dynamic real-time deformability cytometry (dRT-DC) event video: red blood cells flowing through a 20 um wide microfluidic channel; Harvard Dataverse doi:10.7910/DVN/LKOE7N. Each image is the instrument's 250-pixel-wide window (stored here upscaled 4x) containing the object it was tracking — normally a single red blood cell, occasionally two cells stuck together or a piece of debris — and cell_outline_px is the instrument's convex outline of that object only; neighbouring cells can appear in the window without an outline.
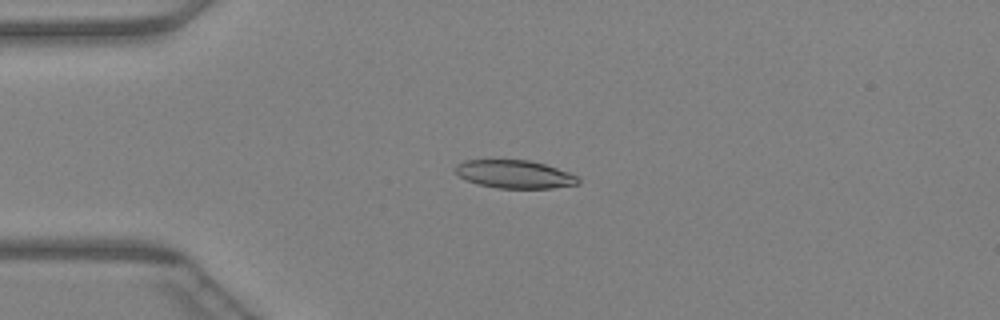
{"species": "Egyptian fruit bat (a non-hibernating species)", "species_latin": "Rousettus aegyptiacus", "temperature_condition": "warm", "stored_images_in_passage": 29, "camera_frame_rate_fps": 3000, "um_per_image_px": 0.085, "animal": {"sex": "female"}, "frame": {"image": 1, "passage_image": 5, "time_ms": 1.333, "image_size_px": [1000, 320], "cell_outline_px": [[580, 184], [552, 188], [496, 188], [480, 184], [468, 180], [460, 176], [456, 172], [456, 164], [464, 160], [528, 160], [544, 164], [568, 172], [576, 176], [580, 180]], "centroid_in_image_um": [43.76, 14.81], "position_along_channel_um": 41.2, "area_um2": 19.88}}
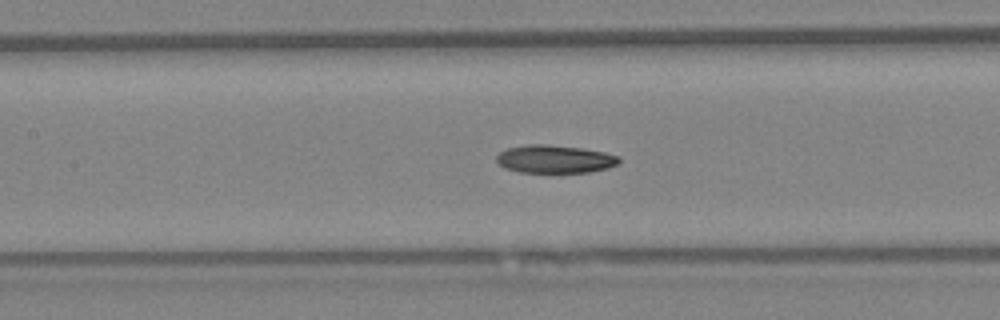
{"frame": {"image": 2, "passage_image": 15, "time_ms": 4.667, "image_size_px": [1000, 320], "cell_outline_px": [[620, 160], [616, 164], [608, 168], [588, 172], [520, 172], [508, 168], [500, 164], [496, 160], [496, 156], [500, 152], [508, 148], [524, 144], [544, 144], [580, 148], [604, 152], [620, 156]], "centroid_in_image_um": [47.16, 13.51], "position_along_channel_um": 160.2, "area_um2": 19.77}}
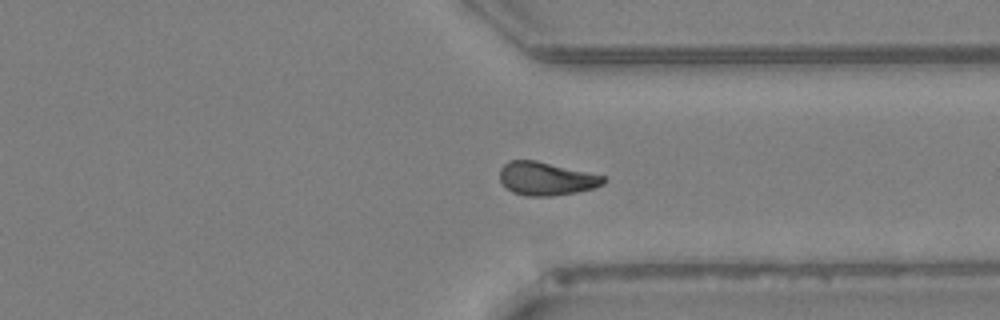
{"frame": {"image": 3, "passage_image": 29, "time_ms": 9.333, "image_size_px": [1000, 320], "cell_outline_px": [[608, 180], [604, 184], [592, 188], [576, 192], [552, 196], [524, 196], [512, 192], [500, 180], [500, 168], [508, 160], [536, 160], [604, 176]], "centroid_in_image_um": [46.42, 15.18], "position_along_channel_um": 365.0, "area_um2": 20.06}}